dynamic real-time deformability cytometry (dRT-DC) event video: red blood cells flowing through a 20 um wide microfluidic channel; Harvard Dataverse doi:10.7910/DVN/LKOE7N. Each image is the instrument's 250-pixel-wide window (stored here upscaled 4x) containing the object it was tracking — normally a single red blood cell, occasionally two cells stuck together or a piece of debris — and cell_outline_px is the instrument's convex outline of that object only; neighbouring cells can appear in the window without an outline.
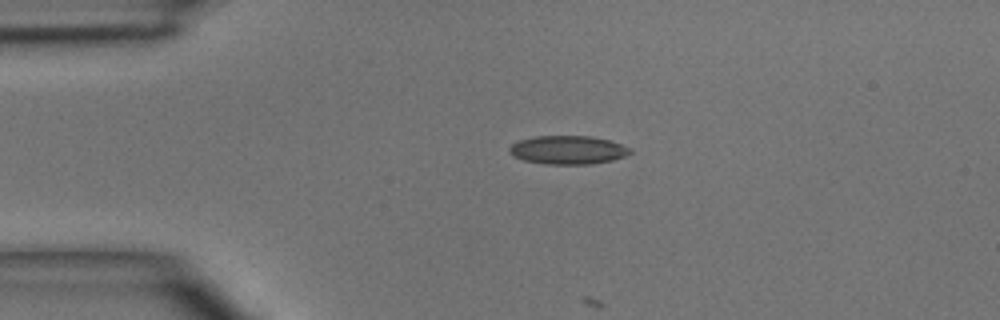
{"species": "common noctule bat (a hibernating species)", "species_latin": "Nyctalus noctula", "temperature_condition": "room temperature", "stored_images_in_passage": 2, "camera_frame_rate_fps": 3000, "um_per_image_px": 0.085, "animal": {"sex": "male", "body_mass_g": 15.6}, "frame": {"image": 1, "passage_image": 1, "time_ms": 0.0, "image_size_px": [1000, 320], "cell_outline_px": [[632, 152], [624, 156], [612, 160], [592, 164], [544, 164], [524, 160], [512, 156], [508, 152], [508, 148], [512, 144], [520, 140], [536, 136], [592, 136], [608, 140], [632, 148]], "centroid_in_image_um": [48.25, 12.75], "position_along_channel_um": 36.7, "area_um2": 20.11}}